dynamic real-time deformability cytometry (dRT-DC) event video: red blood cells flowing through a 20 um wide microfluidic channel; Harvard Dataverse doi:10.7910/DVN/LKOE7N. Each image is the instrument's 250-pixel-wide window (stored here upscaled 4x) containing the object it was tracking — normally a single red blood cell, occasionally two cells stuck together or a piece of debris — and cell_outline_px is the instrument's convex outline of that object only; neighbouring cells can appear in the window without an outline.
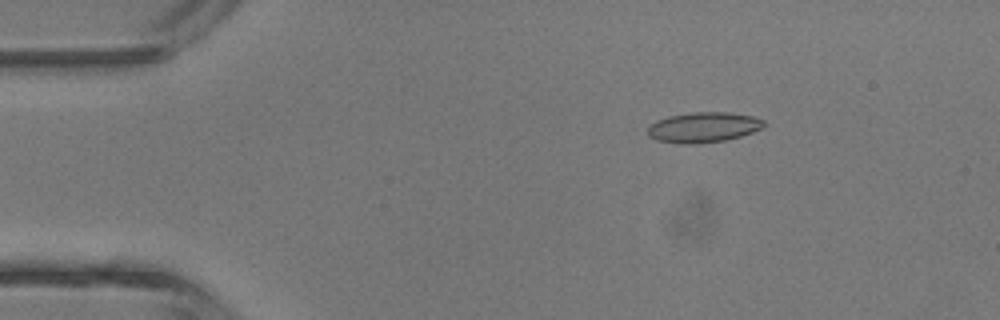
{"species": "common noctule bat (a hibernating species)", "species_latin": "Nyctalus noctula", "temperature_condition": "room temperature", "stored_images_in_passage": 6, "camera_frame_rate_fps": 3000, "um_per_image_px": 0.085, "animal": {"sex": "male", "body_mass_g": 13.3}, "frame": {"image": 1, "passage_image": 2, "time_ms": 1.333, "image_size_px": [1000, 320], "cell_outline_px": [[764, 128], [740, 136], [724, 140], [700, 144], [676, 144], [656, 140], [648, 136], [648, 124], [656, 120], [668, 116], [692, 112], [728, 112], [752, 116], [764, 120]], "centroid_in_image_um": [59.74, 10.83], "position_along_channel_um": 25.3, "area_um2": 20.75}}
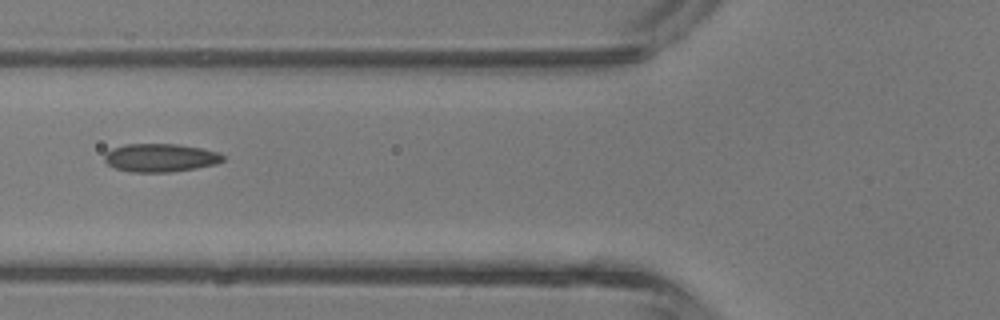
{"frame": {"image": 2, "passage_image": 5, "time_ms": 4.667, "image_size_px": [1000, 320], "cell_outline_px": [[224, 160], [216, 164], [196, 168], [172, 172], [128, 172], [116, 168], [108, 164], [104, 160], [104, 152], [112, 148], [124, 144], [176, 144], [200, 148], [220, 152], [224, 156]], "centroid_in_image_um": [13.62, 13.41], "position_along_channel_um": 112.2, "area_um2": 19.65}}
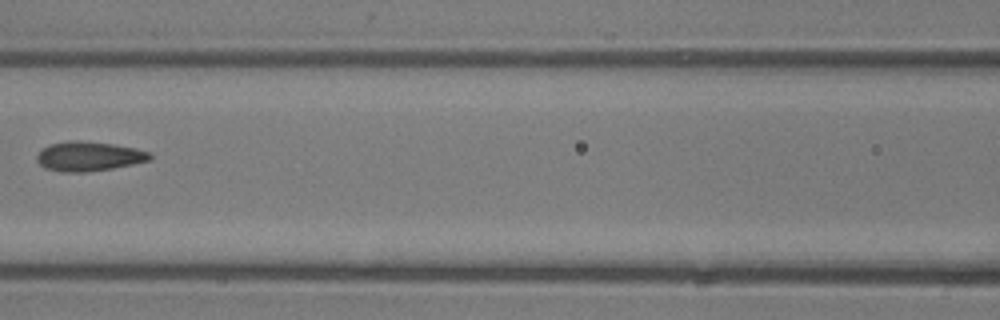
{"frame": {"image": 3, "passage_image": 6, "time_ms": 5.667, "image_size_px": [1000, 320], "cell_outline_px": [[152, 160], [112, 168], [84, 172], [64, 172], [44, 168], [36, 160], [36, 156], [40, 148], [52, 144], [68, 140], [80, 140], [112, 144], [136, 148], [148, 152], [152, 156]], "centroid_in_image_um": [7.52, 13.28], "position_along_channel_um": 159.1, "area_um2": 19.48}}